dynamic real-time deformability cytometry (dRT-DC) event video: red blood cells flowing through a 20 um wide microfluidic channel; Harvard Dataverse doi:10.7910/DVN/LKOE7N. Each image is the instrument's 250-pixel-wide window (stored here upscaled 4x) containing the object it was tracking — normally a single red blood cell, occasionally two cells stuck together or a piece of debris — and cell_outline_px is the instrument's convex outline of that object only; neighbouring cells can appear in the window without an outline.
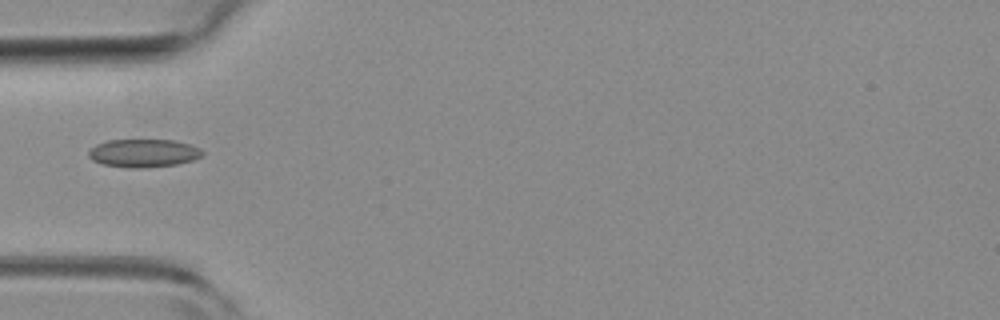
{"species": "common noctule bat (a hibernating species)", "species_latin": "Nyctalus noctula", "temperature_condition": "room temperature", "stored_images_in_passage": 2, "camera_frame_rate_fps": 3000, "um_per_image_px": 0.085, "animal": {"sex": "female", "body_mass_g": 19.3, "forearm_length_mm": 54.1}, "frame": {"image": 1, "passage_image": 1, "time_ms": 0.0, "image_size_px": [1000, 320], "cell_outline_px": [[204, 152], [200, 156], [192, 160], [176, 164], [140, 168], [128, 168], [104, 164], [92, 160], [88, 156], [88, 152], [96, 144], [108, 140], [176, 140], [192, 144], [200, 148]], "centroid_in_image_um": [12.21, 13.0], "position_along_channel_um": 72.8, "area_um2": 18.61}}
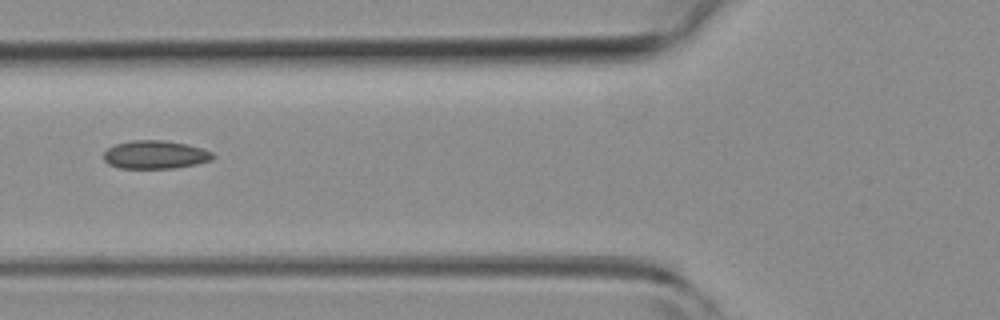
{"frame": {"image": 2, "passage_image": 2, "time_ms": 0.333, "image_size_px": [1000, 320], "cell_outline_px": [[216, 156], [212, 160], [196, 164], [172, 168], [120, 168], [108, 164], [104, 160], [104, 152], [108, 148], [116, 144], [132, 140], [164, 140], [188, 144], [212, 152]], "centroid_in_image_um": [13.2, 13.14], "position_along_channel_um": 112.6, "area_um2": 17.98}}